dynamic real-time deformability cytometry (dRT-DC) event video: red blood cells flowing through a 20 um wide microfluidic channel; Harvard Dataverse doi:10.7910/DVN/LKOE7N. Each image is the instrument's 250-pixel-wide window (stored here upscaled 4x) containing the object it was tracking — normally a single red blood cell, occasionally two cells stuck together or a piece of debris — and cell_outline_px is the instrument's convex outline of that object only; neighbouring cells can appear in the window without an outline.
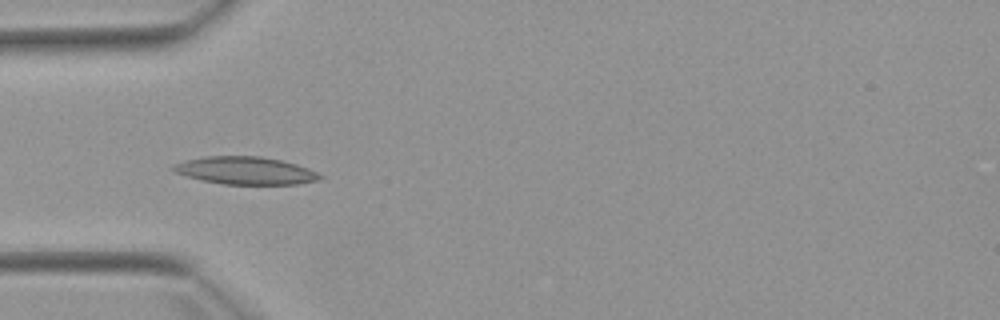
{"species": "Egyptian fruit bat (a non-hibernating species)", "species_latin": "Rousettus aegyptiacus", "temperature_condition": "warm", "stored_images_in_passage": 6, "camera_frame_rate_fps": 3000, "um_per_image_px": 0.085, "animal": {"sex": "female"}, "frame": {"image": 1, "passage_image": 5, "time_ms": 5.0, "image_size_px": [1000, 320], "cell_outline_px": [[324, 176], [316, 180], [296, 184], [224, 184], [200, 180], [176, 172], [168, 168], [184, 160], [204, 156], [260, 156], [280, 160], [296, 164], [308, 168]], "centroid_in_image_um": [20.83, 14.49], "position_along_channel_um": 64.2, "area_um2": 23.47}}
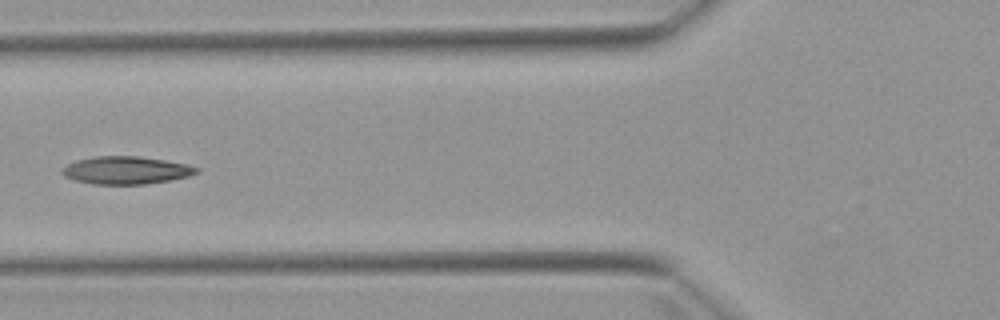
{"frame": {"image": 2, "passage_image": 6, "time_ms": 6.333, "image_size_px": [1000, 320], "cell_outline_px": [[200, 172], [188, 176], [172, 180], [144, 184], [92, 184], [76, 180], [64, 176], [60, 172], [60, 168], [76, 160], [96, 156], [136, 156], [164, 160], [188, 164], [200, 168]], "centroid_in_image_um": [10.72, 14.47], "position_along_channel_um": 115.1, "area_um2": 21.79}}